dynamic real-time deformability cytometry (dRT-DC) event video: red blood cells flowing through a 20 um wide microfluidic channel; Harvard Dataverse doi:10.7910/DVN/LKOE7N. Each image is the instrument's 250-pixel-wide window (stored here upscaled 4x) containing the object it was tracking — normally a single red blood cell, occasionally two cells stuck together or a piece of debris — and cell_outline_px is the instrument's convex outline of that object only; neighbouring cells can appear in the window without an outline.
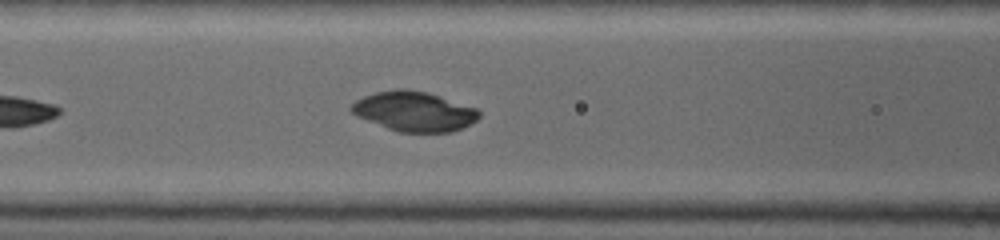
{"species": "common noctule bat (a hibernating species)", "species_latin": "Nyctalus noctula", "temperature_condition": "warm", "stored_images_in_passage": 18, "camera_frame_rate_fps": 5000, "um_per_image_px": 0.085, "animal": {"sex": "female", "body_mass_g": 19.0, "forearm_length_mm": 53.3}, "frame": {"image": 1, "passage_image": 6, "time_ms": 2.0, "image_size_px": [1000, 240], "cell_outline_px": [[480, 116], [476, 120], [452, 132], [400, 132], [388, 128], [356, 116], [348, 108], [356, 100], [364, 96], [376, 92], [400, 88], [404, 88], [428, 92], [476, 108], [480, 112]], "centroid_in_image_um": [35.18, 9.46], "position_along_channel_um": 131.4, "area_um2": 29.36}}
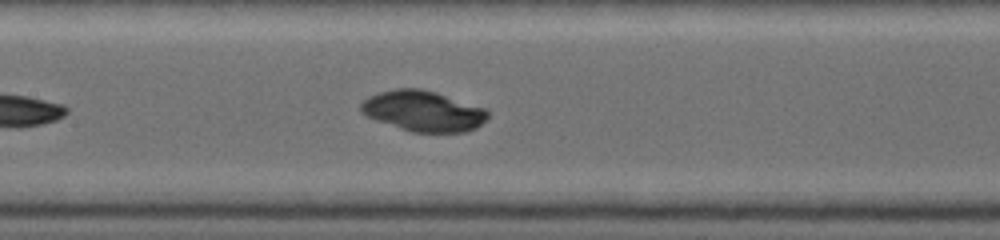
{"frame": {"image": 2, "passage_image": 8, "time_ms": 2.8, "image_size_px": [1000, 240], "cell_outline_px": [[488, 116], [476, 128], [464, 132], [412, 132], [364, 116], [360, 112], [360, 104], [368, 96], [380, 92], [396, 88], [420, 88], [436, 92], [488, 108]], "centroid_in_image_um": [35.96, 9.43], "position_along_channel_um": 171.4, "area_um2": 30.17}}